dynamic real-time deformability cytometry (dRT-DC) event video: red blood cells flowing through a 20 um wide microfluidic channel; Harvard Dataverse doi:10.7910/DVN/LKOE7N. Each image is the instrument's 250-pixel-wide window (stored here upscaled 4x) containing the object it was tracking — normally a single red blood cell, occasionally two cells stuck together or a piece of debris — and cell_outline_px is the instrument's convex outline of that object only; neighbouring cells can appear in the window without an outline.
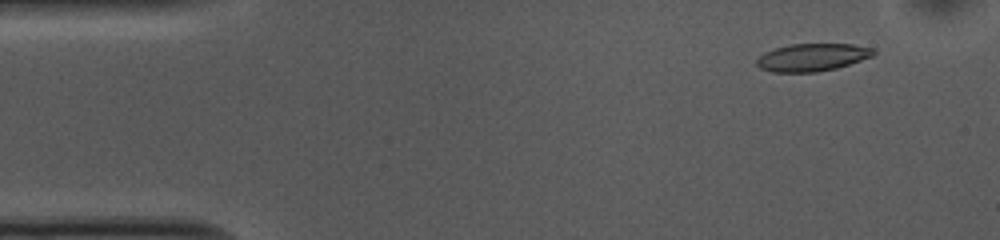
{"species": "common noctule bat (a hibernating species)", "species_latin": "Nyctalus noctula", "temperature_condition": "cold", "stored_images_in_passage": 52, "camera_frame_rate_fps": 3000, "um_per_image_px": 0.085, "animal": {"sex": "female", "body_mass_g": 10.0, "forearm_length_mm": 53.1}, "frame": {"image": 1, "passage_image": 4, "time_ms": 1.0, "image_size_px": [1000, 240], "cell_outline_px": [[876, 52], [872, 56], [836, 68], [816, 72], [772, 72], [760, 68], [756, 64], [756, 60], [764, 52], [788, 44], [856, 44], [872, 48]], "centroid_in_image_um": [69.02, 4.87], "position_along_channel_um": 16.0, "area_um2": 18.73}}
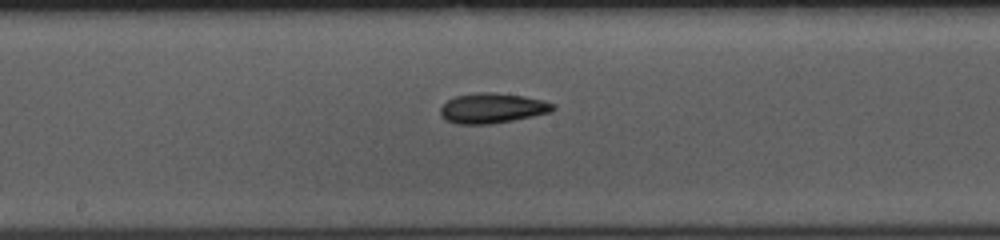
{"frame": {"image": 2, "passage_image": 26, "time_ms": 8.333, "image_size_px": [1000, 240], "cell_outline_px": [[556, 108], [552, 112], [512, 120], [488, 124], [456, 124], [444, 120], [440, 116], [440, 108], [448, 100], [456, 96], [476, 92], [492, 92], [524, 96], [544, 100], [556, 104]], "centroid_in_image_um": [41.85, 9.19], "position_along_channel_um": 206.4, "area_um2": 19.88}}
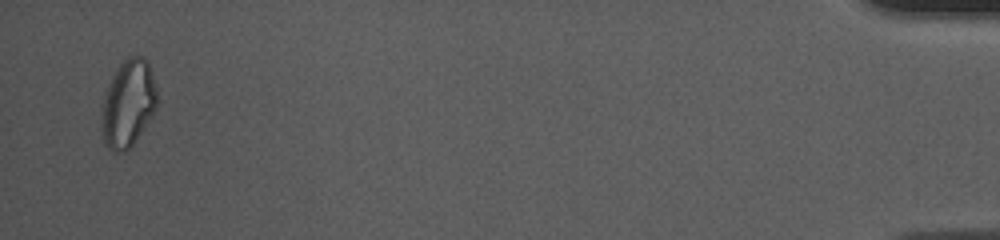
{"frame": {"image": 3, "passage_image": 51, "time_ms": 16.667, "image_size_px": [1000, 240], "cell_outline_px": [[156, 108], [152, 116], [136, 140], [124, 152], [112, 152], [104, 144], [100, 128], [104, 96], [108, 84], [112, 76], [120, 64], [128, 56], [140, 56], [148, 60], [156, 88]], "centroid_in_image_um": [10.87, 8.82], "position_along_channel_um": 424.3, "area_um2": 28.21}, "authors_computed_cell_mechanics": {"area_um2": 19.4786, "velocity_mm_per_s": 3.7044, "shape_relaxation_time_tau1_ms": 6.2055, "shape_relaxation_time_tau2_ms": 7.6786, "deformation_change_tau1": 0.1471, "deformation_change_tau2": 0.1718}}